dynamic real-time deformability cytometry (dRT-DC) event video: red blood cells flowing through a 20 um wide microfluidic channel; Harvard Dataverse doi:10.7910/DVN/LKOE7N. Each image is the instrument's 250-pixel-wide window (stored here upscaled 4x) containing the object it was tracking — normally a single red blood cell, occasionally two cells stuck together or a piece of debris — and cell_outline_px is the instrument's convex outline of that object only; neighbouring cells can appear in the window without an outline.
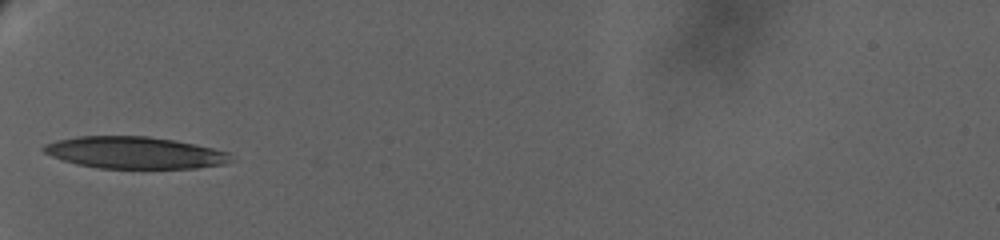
{"species": "human", "species_latin": "Homo sapiens", "temperature_condition": "warm", "stored_images_in_passage": 6, "camera_frame_rate_fps": 3000, "um_per_image_px": 0.085, "donor": {"sex": "female"}, "frame": {"image": 1, "passage_image": 1, "time_ms": 0.0, "image_size_px": [1000, 240], "cell_outline_px": [[232, 160], [224, 164], [196, 168], [96, 168], [76, 164], [52, 156], [44, 152], [40, 148], [44, 144], [56, 140], [76, 136], [148, 136], [172, 140], [212, 148], [228, 152]], "centroid_in_image_um": [11.39, 12.97], "position_along_channel_um": 73.6, "area_um2": 34.68}}
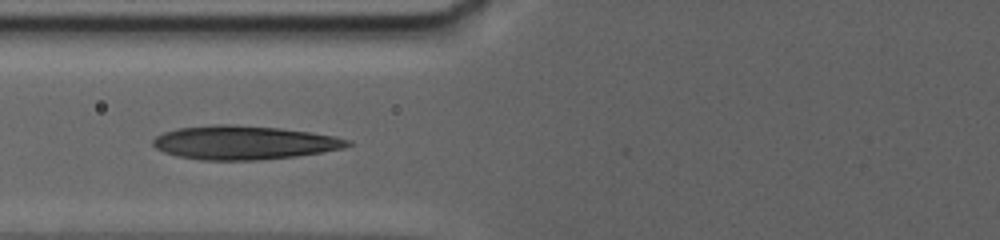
{"frame": {"image": 2, "passage_image": 3, "time_ms": 1.333, "image_size_px": [1000, 240], "cell_outline_px": [[352, 144], [344, 148], [296, 156], [256, 160], [200, 160], [176, 156], [164, 152], [156, 148], [152, 144], [152, 140], [156, 136], [164, 132], [176, 128], [220, 124], [232, 124], [280, 128], [308, 132], [332, 136], [352, 140]], "centroid_in_image_um": [20.7, 12.12], "position_along_channel_um": 105.1, "area_um2": 38.21}}
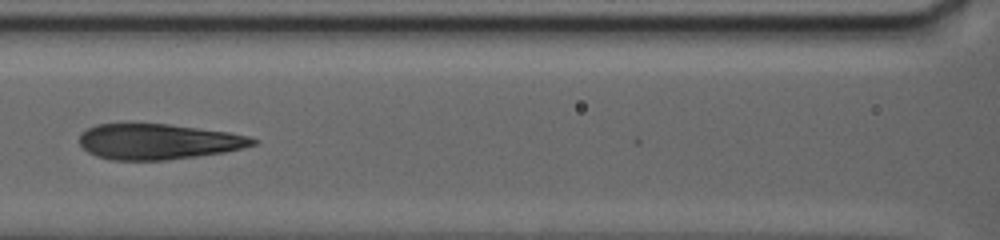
{"frame": {"image": 3, "passage_image": 5, "time_ms": 3.0, "image_size_px": [1000, 240], "cell_outline_px": [[260, 140], [256, 144], [224, 152], [196, 156], [164, 160], [112, 160], [96, 156], [88, 152], [80, 144], [80, 136], [88, 128], [96, 124], [168, 124], [228, 132], [248, 136]], "centroid_in_image_um": [13.45, 12.04], "position_along_channel_um": 153.1, "area_um2": 35.6}}